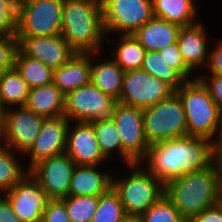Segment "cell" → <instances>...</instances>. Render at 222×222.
I'll list each match as a JSON object with an SVG mask.
<instances>
[{
  "label": "cell",
  "instance_id": "obj_1",
  "mask_svg": "<svg viewBox=\"0 0 222 222\" xmlns=\"http://www.w3.org/2000/svg\"><path fill=\"white\" fill-rule=\"evenodd\" d=\"M164 184L186 172L200 171L213 163V143L185 136L150 145L140 162Z\"/></svg>",
  "mask_w": 222,
  "mask_h": 222
},
{
  "label": "cell",
  "instance_id": "obj_2",
  "mask_svg": "<svg viewBox=\"0 0 222 222\" xmlns=\"http://www.w3.org/2000/svg\"><path fill=\"white\" fill-rule=\"evenodd\" d=\"M165 195L181 215L190 221L204 209L219 203L222 195V176L216 165L186 172L165 183Z\"/></svg>",
  "mask_w": 222,
  "mask_h": 222
},
{
  "label": "cell",
  "instance_id": "obj_3",
  "mask_svg": "<svg viewBox=\"0 0 222 222\" xmlns=\"http://www.w3.org/2000/svg\"><path fill=\"white\" fill-rule=\"evenodd\" d=\"M60 35L77 53L104 51L107 35L101 0H64Z\"/></svg>",
  "mask_w": 222,
  "mask_h": 222
},
{
  "label": "cell",
  "instance_id": "obj_4",
  "mask_svg": "<svg viewBox=\"0 0 222 222\" xmlns=\"http://www.w3.org/2000/svg\"><path fill=\"white\" fill-rule=\"evenodd\" d=\"M114 167L112 188L119 195L127 216H141L165 195V184L154 177L141 163L124 165L122 174H118L117 166Z\"/></svg>",
  "mask_w": 222,
  "mask_h": 222
},
{
  "label": "cell",
  "instance_id": "obj_5",
  "mask_svg": "<svg viewBox=\"0 0 222 222\" xmlns=\"http://www.w3.org/2000/svg\"><path fill=\"white\" fill-rule=\"evenodd\" d=\"M175 92L183 103L187 136L205 138L213 143L222 128V111L209 91L196 78L186 81Z\"/></svg>",
  "mask_w": 222,
  "mask_h": 222
},
{
  "label": "cell",
  "instance_id": "obj_6",
  "mask_svg": "<svg viewBox=\"0 0 222 222\" xmlns=\"http://www.w3.org/2000/svg\"><path fill=\"white\" fill-rule=\"evenodd\" d=\"M145 138L149 145L187 136L183 103L176 92L156 105L143 108Z\"/></svg>",
  "mask_w": 222,
  "mask_h": 222
},
{
  "label": "cell",
  "instance_id": "obj_7",
  "mask_svg": "<svg viewBox=\"0 0 222 222\" xmlns=\"http://www.w3.org/2000/svg\"><path fill=\"white\" fill-rule=\"evenodd\" d=\"M118 104L119 100L89 83L65 96L63 115L76 122L109 121L113 119Z\"/></svg>",
  "mask_w": 222,
  "mask_h": 222
},
{
  "label": "cell",
  "instance_id": "obj_8",
  "mask_svg": "<svg viewBox=\"0 0 222 222\" xmlns=\"http://www.w3.org/2000/svg\"><path fill=\"white\" fill-rule=\"evenodd\" d=\"M64 0H23L18 6L16 36L61 34Z\"/></svg>",
  "mask_w": 222,
  "mask_h": 222
},
{
  "label": "cell",
  "instance_id": "obj_9",
  "mask_svg": "<svg viewBox=\"0 0 222 222\" xmlns=\"http://www.w3.org/2000/svg\"><path fill=\"white\" fill-rule=\"evenodd\" d=\"M101 8L107 36L134 34L154 16L152 0H101Z\"/></svg>",
  "mask_w": 222,
  "mask_h": 222
},
{
  "label": "cell",
  "instance_id": "obj_10",
  "mask_svg": "<svg viewBox=\"0 0 222 222\" xmlns=\"http://www.w3.org/2000/svg\"><path fill=\"white\" fill-rule=\"evenodd\" d=\"M112 120L122 141V166L140 163L150 147L144 133L143 109L119 102Z\"/></svg>",
  "mask_w": 222,
  "mask_h": 222
},
{
  "label": "cell",
  "instance_id": "obj_11",
  "mask_svg": "<svg viewBox=\"0 0 222 222\" xmlns=\"http://www.w3.org/2000/svg\"><path fill=\"white\" fill-rule=\"evenodd\" d=\"M43 120L25 106L5 109L0 142L24 155L38 136Z\"/></svg>",
  "mask_w": 222,
  "mask_h": 222
},
{
  "label": "cell",
  "instance_id": "obj_12",
  "mask_svg": "<svg viewBox=\"0 0 222 222\" xmlns=\"http://www.w3.org/2000/svg\"><path fill=\"white\" fill-rule=\"evenodd\" d=\"M175 92L168 84L142 69L125 71L119 102L146 108L156 105Z\"/></svg>",
  "mask_w": 222,
  "mask_h": 222
},
{
  "label": "cell",
  "instance_id": "obj_13",
  "mask_svg": "<svg viewBox=\"0 0 222 222\" xmlns=\"http://www.w3.org/2000/svg\"><path fill=\"white\" fill-rule=\"evenodd\" d=\"M69 124L65 115L44 118L38 136L23 155L28 170L40 161L65 153Z\"/></svg>",
  "mask_w": 222,
  "mask_h": 222
},
{
  "label": "cell",
  "instance_id": "obj_14",
  "mask_svg": "<svg viewBox=\"0 0 222 222\" xmlns=\"http://www.w3.org/2000/svg\"><path fill=\"white\" fill-rule=\"evenodd\" d=\"M75 167V162L63 153L40 161L29 170V173L40 184L49 199H62L68 196Z\"/></svg>",
  "mask_w": 222,
  "mask_h": 222
},
{
  "label": "cell",
  "instance_id": "obj_15",
  "mask_svg": "<svg viewBox=\"0 0 222 222\" xmlns=\"http://www.w3.org/2000/svg\"><path fill=\"white\" fill-rule=\"evenodd\" d=\"M65 153L76 165L112 164L101 151L97 142L93 124L90 122L70 121Z\"/></svg>",
  "mask_w": 222,
  "mask_h": 222
},
{
  "label": "cell",
  "instance_id": "obj_16",
  "mask_svg": "<svg viewBox=\"0 0 222 222\" xmlns=\"http://www.w3.org/2000/svg\"><path fill=\"white\" fill-rule=\"evenodd\" d=\"M18 49L26 56L40 60L51 69L66 64L77 53L60 35L16 36Z\"/></svg>",
  "mask_w": 222,
  "mask_h": 222
},
{
  "label": "cell",
  "instance_id": "obj_17",
  "mask_svg": "<svg viewBox=\"0 0 222 222\" xmlns=\"http://www.w3.org/2000/svg\"><path fill=\"white\" fill-rule=\"evenodd\" d=\"M4 195L13 212L22 222H35L42 219L49 200L45 191L30 173Z\"/></svg>",
  "mask_w": 222,
  "mask_h": 222
},
{
  "label": "cell",
  "instance_id": "obj_18",
  "mask_svg": "<svg viewBox=\"0 0 222 222\" xmlns=\"http://www.w3.org/2000/svg\"><path fill=\"white\" fill-rule=\"evenodd\" d=\"M208 26L202 19L197 23L181 27L177 39L180 53L186 66L196 75L206 67L212 39Z\"/></svg>",
  "mask_w": 222,
  "mask_h": 222
},
{
  "label": "cell",
  "instance_id": "obj_19",
  "mask_svg": "<svg viewBox=\"0 0 222 222\" xmlns=\"http://www.w3.org/2000/svg\"><path fill=\"white\" fill-rule=\"evenodd\" d=\"M112 165H108V170L107 165H76L70 181L68 195L100 196L107 193L112 188L114 173V167L111 168Z\"/></svg>",
  "mask_w": 222,
  "mask_h": 222
},
{
  "label": "cell",
  "instance_id": "obj_20",
  "mask_svg": "<svg viewBox=\"0 0 222 222\" xmlns=\"http://www.w3.org/2000/svg\"><path fill=\"white\" fill-rule=\"evenodd\" d=\"M124 72L105 50L92 53L91 83L115 100H120Z\"/></svg>",
  "mask_w": 222,
  "mask_h": 222
},
{
  "label": "cell",
  "instance_id": "obj_21",
  "mask_svg": "<svg viewBox=\"0 0 222 222\" xmlns=\"http://www.w3.org/2000/svg\"><path fill=\"white\" fill-rule=\"evenodd\" d=\"M92 53H75L66 63L54 69L53 83L66 96L91 83Z\"/></svg>",
  "mask_w": 222,
  "mask_h": 222
},
{
  "label": "cell",
  "instance_id": "obj_22",
  "mask_svg": "<svg viewBox=\"0 0 222 222\" xmlns=\"http://www.w3.org/2000/svg\"><path fill=\"white\" fill-rule=\"evenodd\" d=\"M181 26L153 16L133 36L146 51H160L177 43Z\"/></svg>",
  "mask_w": 222,
  "mask_h": 222
},
{
  "label": "cell",
  "instance_id": "obj_23",
  "mask_svg": "<svg viewBox=\"0 0 222 222\" xmlns=\"http://www.w3.org/2000/svg\"><path fill=\"white\" fill-rule=\"evenodd\" d=\"M105 44L106 52L124 71L141 69L146 50L133 34L109 35Z\"/></svg>",
  "mask_w": 222,
  "mask_h": 222
},
{
  "label": "cell",
  "instance_id": "obj_24",
  "mask_svg": "<svg viewBox=\"0 0 222 222\" xmlns=\"http://www.w3.org/2000/svg\"><path fill=\"white\" fill-rule=\"evenodd\" d=\"M199 0H152L153 15L181 27L190 26L201 20Z\"/></svg>",
  "mask_w": 222,
  "mask_h": 222
},
{
  "label": "cell",
  "instance_id": "obj_25",
  "mask_svg": "<svg viewBox=\"0 0 222 222\" xmlns=\"http://www.w3.org/2000/svg\"><path fill=\"white\" fill-rule=\"evenodd\" d=\"M24 106L44 118L58 117L64 113L65 95L54 83L31 88Z\"/></svg>",
  "mask_w": 222,
  "mask_h": 222
},
{
  "label": "cell",
  "instance_id": "obj_26",
  "mask_svg": "<svg viewBox=\"0 0 222 222\" xmlns=\"http://www.w3.org/2000/svg\"><path fill=\"white\" fill-rule=\"evenodd\" d=\"M28 173L23 154L0 142V194L8 192Z\"/></svg>",
  "mask_w": 222,
  "mask_h": 222
},
{
  "label": "cell",
  "instance_id": "obj_27",
  "mask_svg": "<svg viewBox=\"0 0 222 222\" xmlns=\"http://www.w3.org/2000/svg\"><path fill=\"white\" fill-rule=\"evenodd\" d=\"M29 90L30 87L15 67L0 76V100L5 109L24 106Z\"/></svg>",
  "mask_w": 222,
  "mask_h": 222
},
{
  "label": "cell",
  "instance_id": "obj_28",
  "mask_svg": "<svg viewBox=\"0 0 222 222\" xmlns=\"http://www.w3.org/2000/svg\"><path fill=\"white\" fill-rule=\"evenodd\" d=\"M14 67L30 89L53 83L54 70L40 60L24 55L19 49L15 56Z\"/></svg>",
  "mask_w": 222,
  "mask_h": 222
},
{
  "label": "cell",
  "instance_id": "obj_29",
  "mask_svg": "<svg viewBox=\"0 0 222 222\" xmlns=\"http://www.w3.org/2000/svg\"><path fill=\"white\" fill-rule=\"evenodd\" d=\"M102 153L115 165H122V141L113 120L90 122ZM117 158V159H116ZM118 160V161H117ZM117 163H114V162ZM120 163L118 164V162Z\"/></svg>",
  "mask_w": 222,
  "mask_h": 222
},
{
  "label": "cell",
  "instance_id": "obj_30",
  "mask_svg": "<svg viewBox=\"0 0 222 222\" xmlns=\"http://www.w3.org/2000/svg\"><path fill=\"white\" fill-rule=\"evenodd\" d=\"M141 69L165 82L174 91L186 82L175 69L163 61L158 51H146Z\"/></svg>",
  "mask_w": 222,
  "mask_h": 222
},
{
  "label": "cell",
  "instance_id": "obj_31",
  "mask_svg": "<svg viewBox=\"0 0 222 222\" xmlns=\"http://www.w3.org/2000/svg\"><path fill=\"white\" fill-rule=\"evenodd\" d=\"M66 206L68 217L71 222H92L99 196H71L61 199Z\"/></svg>",
  "mask_w": 222,
  "mask_h": 222
},
{
  "label": "cell",
  "instance_id": "obj_32",
  "mask_svg": "<svg viewBox=\"0 0 222 222\" xmlns=\"http://www.w3.org/2000/svg\"><path fill=\"white\" fill-rule=\"evenodd\" d=\"M125 216L119 195L111 188L107 193L99 196L92 222H120Z\"/></svg>",
  "mask_w": 222,
  "mask_h": 222
},
{
  "label": "cell",
  "instance_id": "obj_33",
  "mask_svg": "<svg viewBox=\"0 0 222 222\" xmlns=\"http://www.w3.org/2000/svg\"><path fill=\"white\" fill-rule=\"evenodd\" d=\"M140 218L142 222H188L166 195L152 204Z\"/></svg>",
  "mask_w": 222,
  "mask_h": 222
},
{
  "label": "cell",
  "instance_id": "obj_34",
  "mask_svg": "<svg viewBox=\"0 0 222 222\" xmlns=\"http://www.w3.org/2000/svg\"><path fill=\"white\" fill-rule=\"evenodd\" d=\"M18 5L12 0H0V36H16Z\"/></svg>",
  "mask_w": 222,
  "mask_h": 222
},
{
  "label": "cell",
  "instance_id": "obj_35",
  "mask_svg": "<svg viewBox=\"0 0 222 222\" xmlns=\"http://www.w3.org/2000/svg\"><path fill=\"white\" fill-rule=\"evenodd\" d=\"M163 58V61L175 69L186 81H191L197 76L186 66L177 43L169 45L158 51Z\"/></svg>",
  "mask_w": 222,
  "mask_h": 222
},
{
  "label": "cell",
  "instance_id": "obj_36",
  "mask_svg": "<svg viewBox=\"0 0 222 222\" xmlns=\"http://www.w3.org/2000/svg\"><path fill=\"white\" fill-rule=\"evenodd\" d=\"M18 51L16 36H0V76L14 68L15 56Z\"/></svg>",
  "mask_w": 222,
  "mask_h": 222
},
{
  "label": "cell",
  "instance_id": "obj_37",
  "mask_svg": "<svg viewBox=\"0 0 222 222\" xmlns=\"http://www.w3.org/2000/svg\"><path fill=\"white\" fill-rule=\"evenodd\" d=\"M217 37L215 36V38L212 39L206 67L203 68L202 73H200L199 75L222 76V37Z\"/></svg>",
  "mask_w": 222,
  "mask_h": 222
},
{
  "label": "cell",
  "instance_id": "obj_38",
  "mask_svg": "<svg viewBox=\"0 0 222 222\" xmlns=\"http://www.w3.org/2000/svg\"><path fill=\"white\" fill-rule=\"evenodd\" d=\"M45 222H71L65 203L61 199H49L43 212Z\"/></svg>",
  "mask_w": 222,
  "mask_h": 222
},
{
  "label": "cell",
  "instance_id": "obj_39",
  "mask_svg": "<svg viewBox=\"0 0 222 222\" xmlns=\"http://www.w3.org/2000/svg\"><path fill=\"white\" fill-rule=\"evenodd\" d=\"M197 79L209 91L212 99L222 111V76L220 75H198Z\"/></svg>",
  "mask_w": 222,
  "mask_h": 222
},
{
  "label": "cell",
  "instance_id": "obj_40",
  "mask_svg": "<svg viewBox=\"0 0 222 222\" xmlns=\"http://www.w3.org/2000/svg\"><path fill=\"white\" fill-rule=\"evenodd\" d=\"M188 222H222V206L218 203L204 209Z\"/></svg>",
  "mask_w": 222,
  "mask_h": 222
},
{
  "label": "cell",
  "instance_id": "obj_41",
  "mask_svg": "<svg viewBox=\"0 0 222 222\" xmlns=\"http://www.w3.org/2000/svg\"><path fill=\"white\" fill-rule=\"evenodd\" d=\"M0 222H22L13 212L7 197L0 194Z\"/></svg>",
  "mask_w": 222,
  "mask_h": 222
},
{
  "label": "cell",
  "instance_id": "obj_42",
  "mask_svg": "<svg viewBox=\"0 0 222 222\" xmlns=\"http://www.w3.org/2000/svg\"><path fill=\"white\" fill-rule=\"evenodd\" d=\"M213 163L222 176V128L213 142Z\"/></svg>",
  "mask_w": 222,
  "mask_h": 222
},
{
  "label": "cell",
  "instance_id": "obj_43",
  "mask_svg": "<svg viewBox=\"0 0 222 222\" xmlns=\"http://www.w3.org/2000/svg\"><path fill=\"white\" fill-rule=\"evenodd\" d=\"M120 222H142L140 216H125Z\"/></svg>",
  "mask_w": 222,
  "mask_h": 222
},
{
  "label": "cell",
  "instance_id": "obj_44",
  "mask_svg": "<svg viewBox=\"0 0 222 222\" xmlns=\"http://www.w3.org/2000/svg\"><path fill=\"white\" fill-rule=\"evenodd\" d=\"M4 114H5V108L3 107L0 100V133L4 124Z\"/></svg>",
  "mask_w": 222,
  "mask_h": 222
},
{
  "label": "cell",
  "instance_id": "obj_45",
  "mask_svg": "<svg viewBox=\"0 0 222 222\" xmlns=\"http://www.w3.org/2000/svg\"><path fill=\"white\" fill-rule=\"evenodd\" d=\"M14 1L18 6L23 2V0H12Z\"/></svg>",
  "mask_w": 222,
  "mask_h": 222
},
{
  "label": "cell",
  "instance_id": "obj_46",
  "mask_svg": "<svg viewBox=\"0 0 222 222\" xmlns=\"http://www.w3.org/2000/svg\"><path fill=\"white\" fill-rule=\"evenodd\" d=\"M219 204L222 206V195H221V197H220Z\"/></svg>",
  "mask_w": 222,
  "mask_h": 222
},
{
  "label": "cell",
  "instance_id": "obj_47",
  "mask_svg": "<svg viewBox=\"0 0 222 222\" xmlns=\"http://www.w3.org/2000/svg\"><path fill=\"white\" fill-rule=\"evenodd\" d=\"M35 222H45L43 219H40L38 221H35Z\"/></svg>",
  "mask_w": 222,
  "mask_h": 222
}]
</instances>
